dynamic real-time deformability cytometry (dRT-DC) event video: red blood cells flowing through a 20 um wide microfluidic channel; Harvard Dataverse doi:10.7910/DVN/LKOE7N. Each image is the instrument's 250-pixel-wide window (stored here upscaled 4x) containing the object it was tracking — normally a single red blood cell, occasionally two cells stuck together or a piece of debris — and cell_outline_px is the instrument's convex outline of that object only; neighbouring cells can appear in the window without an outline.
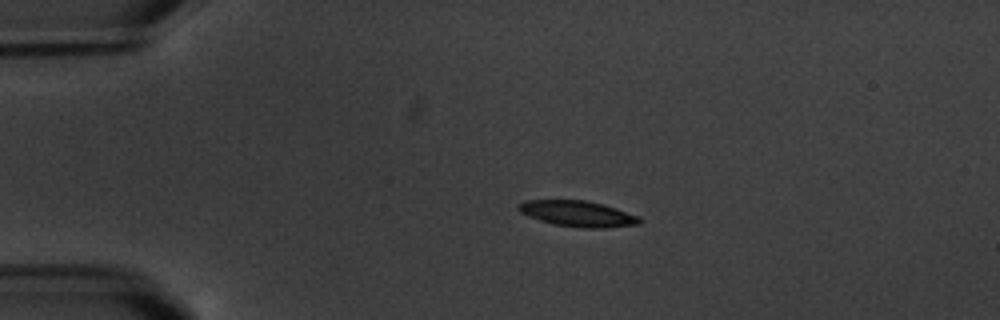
{"species": "common noctule bat (a hibernating species)", "species_latin": "Nyctalus noctula", "temperature_condition": "warm", "stored_images_in_passage": 7, "camera_frame_rate_fps": 3000, "um_per_image_px": 0.085, "animal": {"sex": "male", "body_mass_g": 20.1, "forearm_length_mm": 53.5}, "frame": {"image": 1, "passage_image": 3, "time_ms": 3.333, "image_size_px": [1000, 320], "cell_outline_px": [[640, 224], [604, 228], [584, 228], [552, 224], [528, 216], [520, 212], [516, 208], [516, 204], [524, 200], [584, 200], [604, 204], [640, 216]], "centroid_in_image_um": [49.08, 18.16], "position_along_channel_um": 35.9, "area_um2": 18.38}}
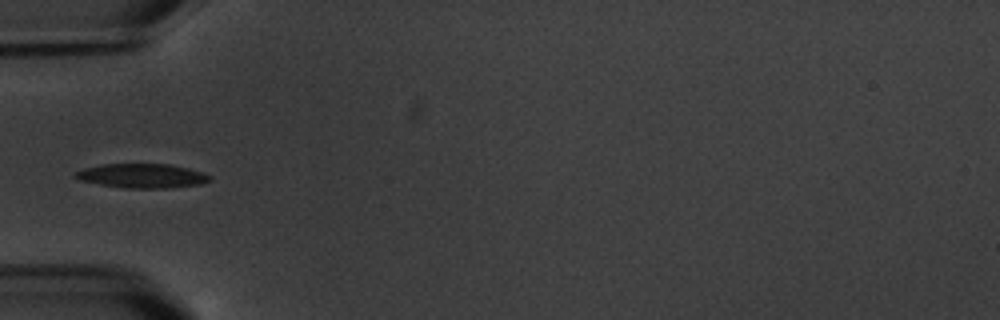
{"frame": {"image": 2, "passage_image": 5, "time_ms": 5.667, "image_size_px": [1000, 320], "cell_outline_px": [[212, 180], [200, 184], [168, 188], [124, 188], [100, 184], [80, 180], [72, 176], [72, 172], [84, 168], [100, 164], [168, 164], [188, 168], [212, 176]], "centroid_in_image_um": [12.03, 14.94], "position_along_channel_um": 73.0, "area_um2": 19.07}}